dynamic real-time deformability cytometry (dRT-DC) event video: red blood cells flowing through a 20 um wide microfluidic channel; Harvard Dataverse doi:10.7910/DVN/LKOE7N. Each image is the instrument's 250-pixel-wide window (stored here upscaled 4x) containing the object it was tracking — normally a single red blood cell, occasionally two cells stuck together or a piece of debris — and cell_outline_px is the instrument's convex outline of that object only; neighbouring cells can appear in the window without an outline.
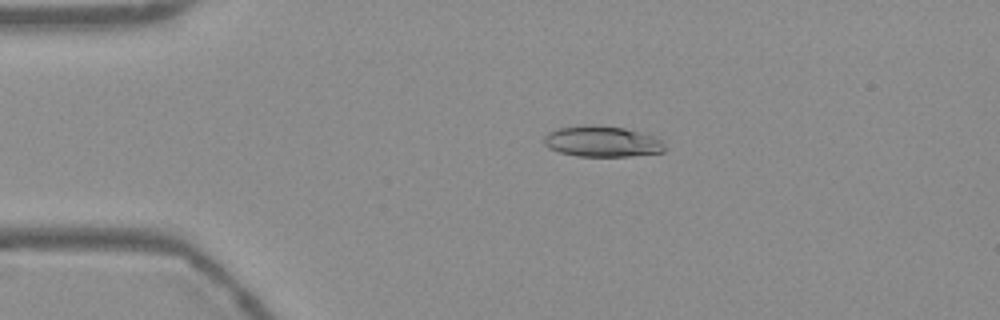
{"species": "Egyptian fruit bat (a non-hibernating species)", "species_latin": "Rousettus aegyptiacus", "temperature_condition": "warm", "stored_images_in_passage": 54, "camera_frame_rate_fps": 3000, "um_per_image_px": 0.085, "frame": {"image": 1, "passage_image": 11, "time_ms": 3.333, "image_size_px": [1000, 320], "cell_outline_px": [[664, 152], [632, 156], [576, 156], [560, 152], [548, 148], [544, 144], [544, 136], [548, 132], [560, 128], [584, 124], [596, 124], [624, 128], [640, 132], [652, 136], [660, 140], [664, 144]], "centroid_in_image_um": [51.15, 12.02], "position_along_channel_um": 33.8, "area_um2": 21.79}}
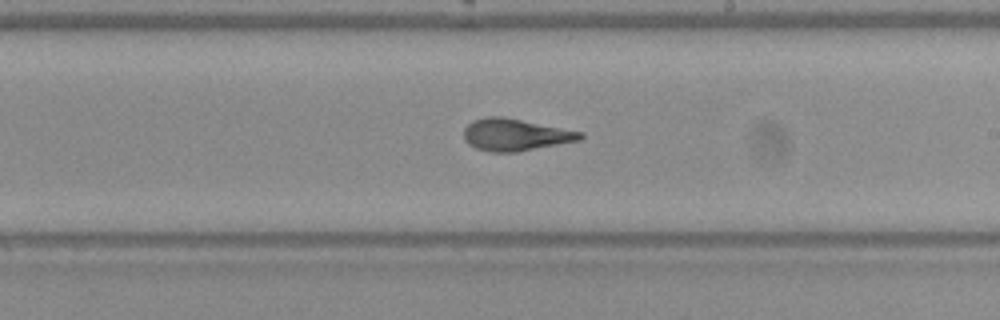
{"frame": {"image": 2, "passage_image": 31, "time_ms": 10.0, "image_size_px": [1000, 320], "cell_outline_px": [[584, 136], [580, 140], [516, 152], [488, 152], [476, 148], [468, 144], [464, 140], [464, 128], [472, 120], [484, 116], [504, 116], [584, 132]], "centroid_in_image_um": [43.78, 11.44], "position_along_channel_um": 245.2, "area_um2": 21.96}}
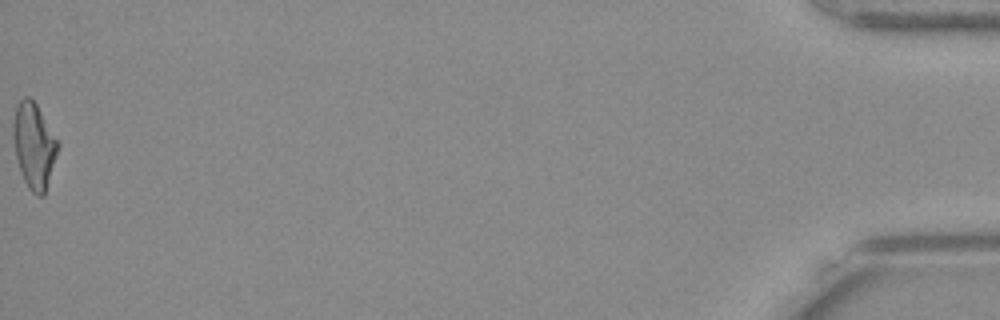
{"frame": {"image": 3, "passage_image": 54, "time_ms": 17.667, "image_size_px": [1000, 320], "cell_outline_px": [[60, 144], [44, 196], [36, 196], [28, 188], [20, 172], [16, 156], [12, 136], [12, 120], [16, 104], [24, 96], [28, 96], [36, 104], [60, 140]], "centroid_in_image_um": [2.89, 12.35], "position_along_channel_um": 432.3, "area_um2": 22.72}, "authors_computed_cell_mechanics": {"area_um2": 21.8484, "velocity_mm_per_s": 3.7837, "shape_relaxation_time_tau1_ms": 11.3577, "shape_relaxation_time_tau2_ms": 1.7889, "deformation_change_tau1": 0.3034, "deformation_change_tau2": 0.0915}}